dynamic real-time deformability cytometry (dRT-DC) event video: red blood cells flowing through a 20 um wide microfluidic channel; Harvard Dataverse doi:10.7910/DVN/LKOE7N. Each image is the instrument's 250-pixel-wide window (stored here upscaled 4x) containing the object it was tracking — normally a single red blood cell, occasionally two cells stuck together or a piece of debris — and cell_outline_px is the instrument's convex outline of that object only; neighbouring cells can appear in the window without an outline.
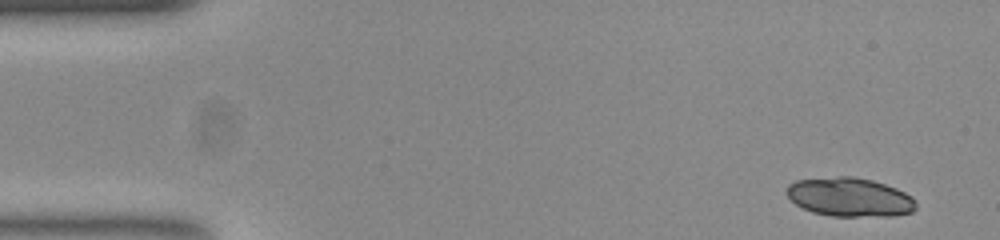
{"species": "common noctule bat (a hibernating species)", "species_latin": "Nyctalus noctula", "temperature_condition": "room temperature", "stored_images_in_passage": 46, "segment_of_instrument_passage": [1, 2], "camera_frame_rate_fps": 3000, "um_per_image_px": 0.085, "animal": {"sex": "female", "body_mass_g": 23.0, "forearm_length_mm": 53.4}, "frame": {"image": 1, "passage_image": 1, "time_ms": 0.0, "image_size_px": [1000, 240], "cell_outline_px": [[916, 208], [912, 212], [888, 216], [832, 216], [812, 212], [796, 204], [788, 196], [788, 184], [796, 180], [836, 176], [852, 176], [872, 180], [896, 188], [912, 196], [916, 204]], "centroid_in_image_um": [72.23, 16.75], "position_along_channel_um": 12.8, "area_um2": 29.19}}
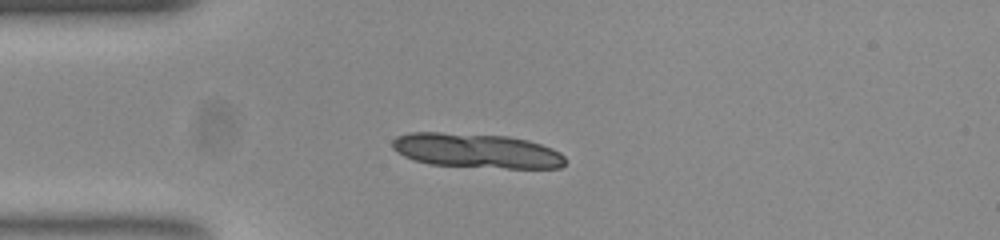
{"frame": {"image": 2, "passage_image": 11, "time_ms": 3.333, "image_size_px": [1000, 240], "cell_outline_px": [[564, 164], [560, 168], [508, 168], [432, 164], [416, 160], [404, 156], [396, 152], [392, 148], [392, 140], [396, 136], [408, 132], [440, 132], [508, 136], [528, 140], [552, 148], [560, 152], [564, 156]], "centroid_in_image_um": [40.49, 12.8], "position_along_channel_um": 44.5, "area_um2": 34.74}}